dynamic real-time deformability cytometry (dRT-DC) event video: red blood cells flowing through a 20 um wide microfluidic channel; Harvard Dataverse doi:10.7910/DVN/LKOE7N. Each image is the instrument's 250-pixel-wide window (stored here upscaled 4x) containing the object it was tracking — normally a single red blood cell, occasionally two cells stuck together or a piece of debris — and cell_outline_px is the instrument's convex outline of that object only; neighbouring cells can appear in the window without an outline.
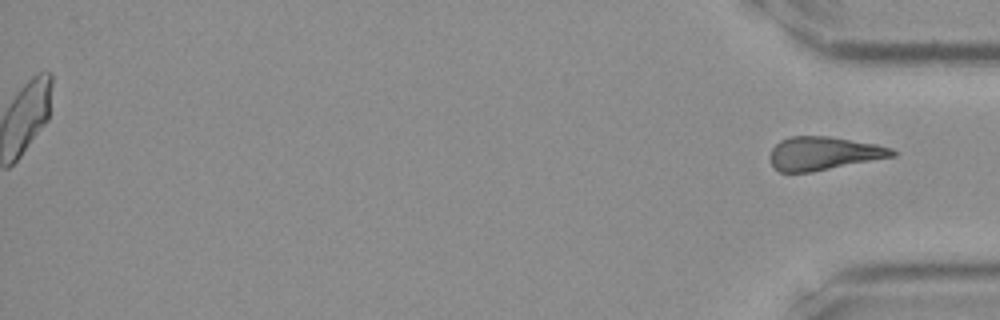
{"species": "Egyptian fruit bat (a non-hibernating species)", "species_latin": "Rousettus aegyptiacus", "temperature_condition": "room temperature", "stored_images_in_passage": 38, "segment_of_instrument_passage": [2, 2], "camera_frame_rate_fps": 3000, "um_per_image_px": 0.085, "frame": {"image": 1, "passage_image": 38, "time_ms": 12.333, "image_size_px": [1000, 320], "cell_outline_px": [[896, 156], [812, 172], [780, 172], [772, 164], [772, 148], [780, 140], [788, 136], [828, 136], [876, 144], [892, 148], [896, 152]], "centroid_in_image_um": [70.04, 13.03], "position_along_channel_um": 365.2, "area_um2": 23.64}}